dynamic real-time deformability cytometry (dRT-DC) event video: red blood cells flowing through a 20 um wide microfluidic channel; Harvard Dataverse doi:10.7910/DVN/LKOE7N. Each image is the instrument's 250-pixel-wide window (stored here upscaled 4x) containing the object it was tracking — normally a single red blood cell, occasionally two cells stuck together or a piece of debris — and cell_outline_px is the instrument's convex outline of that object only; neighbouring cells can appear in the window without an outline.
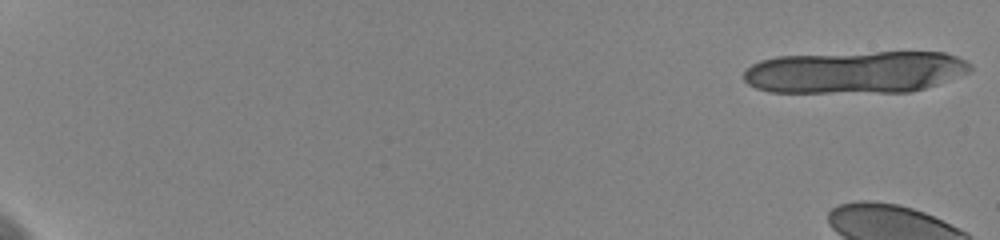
{"species": "human", "species_latin": "Homo sapiens", "temperature_condition": "cold", "stored_images_in_passage": 10, "camera_frame_rate_fps": 3000, "um_per_image_px": 0.085, "donor": {"sex": "female"}, "frame": {"image": 1, "passage_image": 1, "time_ms": 0.0, "image_size_px": [1000, 240], "cell_outline_px": [[972, 72], [912, 92], [768, 92], [756, 88], [748, 84], [744, 80], [744, 72], [752, 64], [760, 60], [776, 56], [876, 52], [944, 52], [956, 56], [972, 64]], "centroid_in_image_um": [72.71, 6.13], "position_along_channel_um": 12.3, "area_um2": 56.01}}